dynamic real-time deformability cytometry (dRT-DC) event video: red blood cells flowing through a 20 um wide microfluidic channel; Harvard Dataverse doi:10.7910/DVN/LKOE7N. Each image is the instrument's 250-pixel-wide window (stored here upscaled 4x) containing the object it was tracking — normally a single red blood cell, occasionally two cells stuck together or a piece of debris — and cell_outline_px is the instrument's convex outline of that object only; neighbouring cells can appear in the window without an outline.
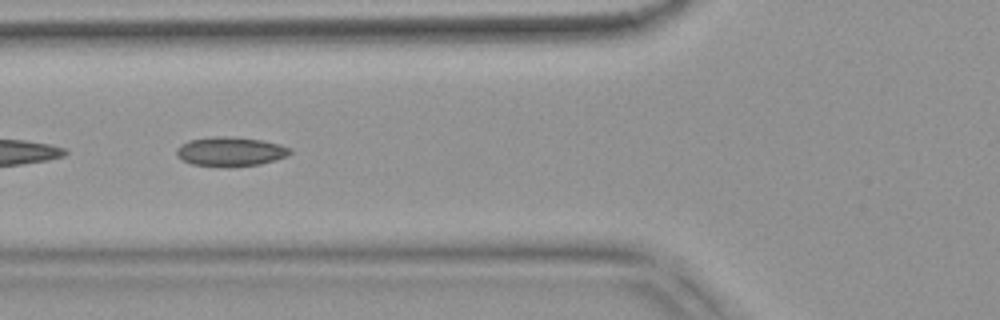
{"species": "common noctule bat (a hibernating species)", "species_latin": "Nyctalus noctula", "temperature_condition": "warm", "stored_images_in_passage": 23, "segment_of_instrument_passage": [2, 2], "camera_frame_rate_fps": 3000, "um_per_image_px": 0.085, "animal": {"sex": "female", "body_mass_g": 18.4}, "frame": {"image": 1, "passage_image": 17, "time_ms": 5.333, "image_size_px": [1000, 320], "cell_outline_px": [[292, 152], [288, 156], [260, 164], [228, 168], [192, 164], [176, 156], [176, 148], [180, 144], [188, 140], [216, 136], [224, 136], [260, 140], [280, 144], [292, 148]], "centroid_in_image_um": [19.58, 12.89], "position_along_channel_um": 106.2, "area_um2": 19.59}}